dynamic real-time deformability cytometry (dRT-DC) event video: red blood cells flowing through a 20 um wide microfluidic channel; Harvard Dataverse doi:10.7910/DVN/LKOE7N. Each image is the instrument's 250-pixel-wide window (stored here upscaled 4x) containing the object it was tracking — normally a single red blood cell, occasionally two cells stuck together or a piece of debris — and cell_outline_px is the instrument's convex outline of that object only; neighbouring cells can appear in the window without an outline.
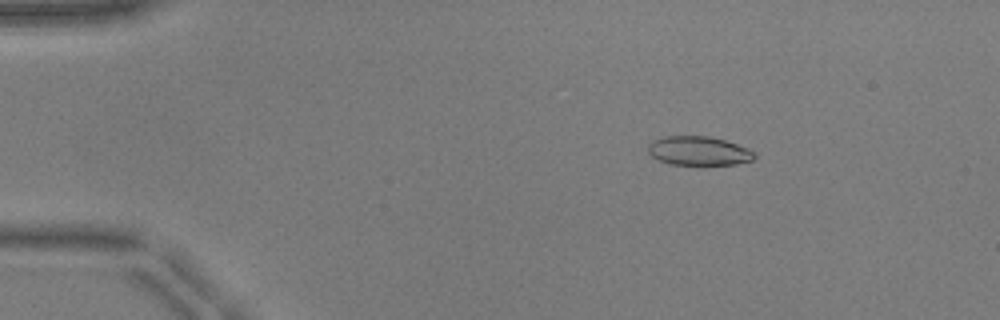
{"species": "common noctule bat (a hibernating species)", "species_latin": "Nyctalus noctula", "temperature_condition": "warm", "stored_images_in_passage": 52, "camera_frame_rate_fps": 3000, "um_per_image_px": 0.085, "animal": {"sex": "male", "body_mass_g": 17.9, "forearm_length_mm": 54.2}, "frame": {"image": 1, "passage_image": 9, "time_ms": 2.667, "image_size_px": [1000, 320], "cell_outline_px": [[756, 156], [752, 160], [736, 164], [704, 168], [668, 164], [652, 156], [648, 152], [648, 144], [652, 140], [664, 136], [708, 136], [724, 140], [748, 148], [756, 152]], "centroid_in_image_um": [59.4, 12.88], "position_along_channel_um": 25.6, "area_um2": 18.9}}
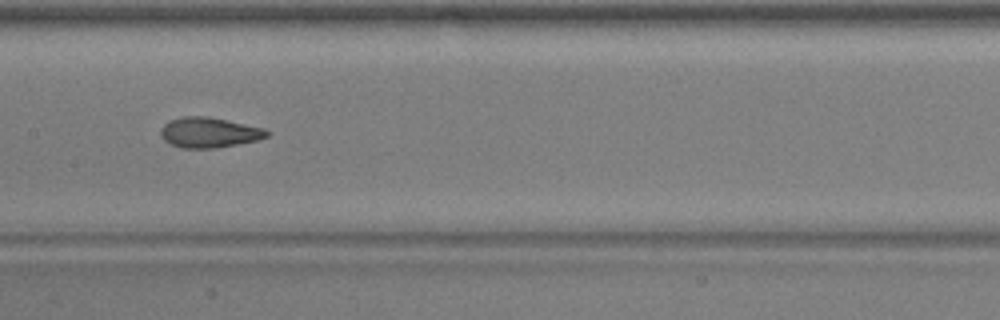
{"frame": {"image": 2, "passage_image": 27, "time_ms": 8.667, "image_size_px": [1000, 320], "cell_outline_px": [[268, 136], [256, 140], [216, 148], [180, 148], [164, 140], [160, 136], [160, 128], [168, 120], [184, 116], [208, 116], [264, 128], [268, 132]], "centroid_in_image_um": [17.72, 11.25], "position_along_channel_um": 189.7, "area_um2": 18.67}}
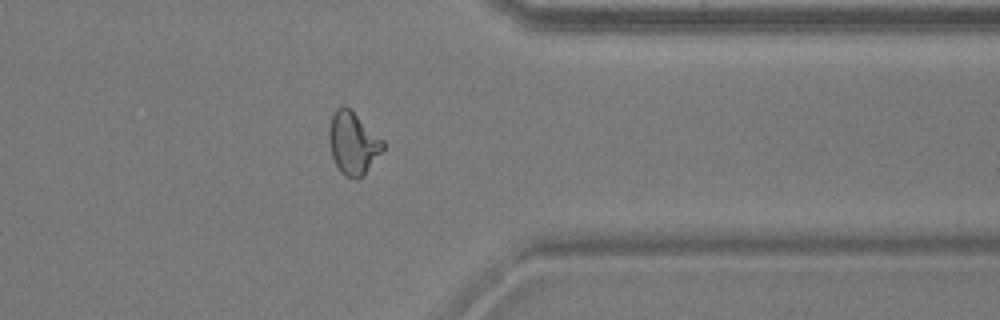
{"frame": {"image": 3, "passage_image": 42, "time_ms": 13.667, "image_size_px": [1000, 320], "cell_outline_px": [[384, 148], [364, 176], [356, 180], [340, 172], [332, 156], [328, 136], [328, 132], [332, 116], [336, 108], [344, 104], [384, 140]], "centroid_in_image_um": [30.01, 12.18], "position_along_channel_um": 381.4, "area_um2": 19.54}, "authors_computed_cell_mechanics": {"area_um2": 18.9295, "velocity_mm_per_s": 3.9792, "shape_relaxation_time_tau1_ms": 5.2699, "shape_relaxation_time_tau2_ms": 1.3216, "deformation_change_tau1": 0.1697, "deformation_change_tau2": 0.0837}}